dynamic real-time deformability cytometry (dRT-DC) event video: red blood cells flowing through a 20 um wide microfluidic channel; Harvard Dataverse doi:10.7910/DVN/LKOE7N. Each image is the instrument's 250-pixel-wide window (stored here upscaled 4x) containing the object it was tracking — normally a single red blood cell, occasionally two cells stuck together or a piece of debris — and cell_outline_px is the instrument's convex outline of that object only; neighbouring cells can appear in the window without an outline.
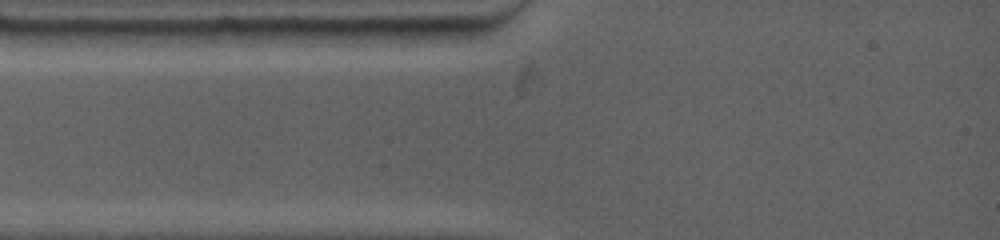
{"species": "common noctule bat (a hibernating species)", "species_latin": "Nyctalus noctula", "temperature_condition": "warm", "stored_images_in_passage": 3, "camera_frame_rate_fps": 4500, "um_per_image_px": 0.085, "animal": {"sex": "female", "body_mass_g": 19.0, "forearm_length_mm": 53.3}, "frame": {"image": 1, "passage_image": 1, "time_ms": 0.0, "image_size_px": [1000, 240], "cell_outline_px": [[472, 36], [444, 44], [352, 48], [340, 32], [340, 28], [472, 28]], "centroid_in_image_um": [34.21, 3.1], "position_along_channel_um": 50.8, "area_um2": 15.43}}